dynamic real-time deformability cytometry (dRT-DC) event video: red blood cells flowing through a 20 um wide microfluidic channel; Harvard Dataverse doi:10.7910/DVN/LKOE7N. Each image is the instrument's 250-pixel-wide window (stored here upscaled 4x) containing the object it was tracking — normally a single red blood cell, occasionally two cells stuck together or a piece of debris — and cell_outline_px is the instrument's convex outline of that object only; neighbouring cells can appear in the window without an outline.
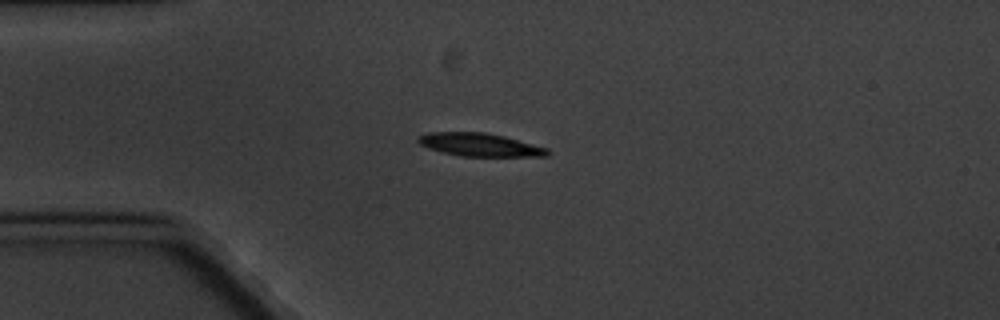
{"species": "common noctule bat (a hibernating species)", "species_latin": "Nyctalus noctula", "temperature_condition": "cold", "stored_images_in_passage": 5, "camera_frame_rate_fps": 3000, "um_per_image_px": 0.085, "animal": {"sex": "male", "body_mass_g": 20.1, "forearm_length_mm": 53.5}, "frame": {"image": 1, "passage_image": 1, "time_ms": 0.0, "image_size_px": [1000, 320], "cell_outline_px": [[552, 152], [548, 156], [460, 156], [428, 148], [420, 144], [416, 140], [416, 136], [428, 132], [484, 132], [504, 136], [548, 148]], "centroid_in_image_um": [40.77, 12.3], "position_along_channel_um": 44.2, "area_um2": 17.46}}